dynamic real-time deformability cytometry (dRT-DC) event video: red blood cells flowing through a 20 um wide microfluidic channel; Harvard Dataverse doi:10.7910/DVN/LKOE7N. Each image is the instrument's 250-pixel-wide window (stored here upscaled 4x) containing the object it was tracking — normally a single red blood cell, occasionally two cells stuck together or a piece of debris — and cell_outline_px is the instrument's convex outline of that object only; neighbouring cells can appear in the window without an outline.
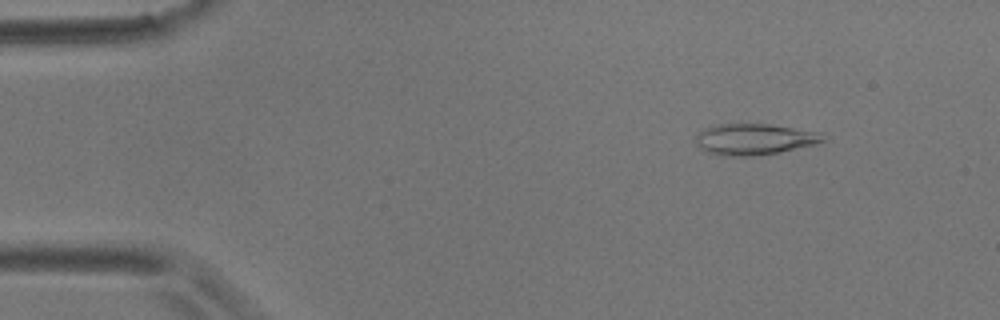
{"species": "common noctule bat (a hibernating species)", "species_latin": "Nyctalus noctula", "temperature_condition": "room temperature", "stored_images_in_passage": 8, "camera_frame_rate_fps": 3000, "um_per_image_px": 0.085, "animal": {"sex": "male", "body_mass_g": 17.9}, "frame": {"image": 1, "passage_image": 3, "time_ms": 2.0, "image_size_px": [1000, 320], "cell_outline_px": [[828, 140], [816, 144], [780, 152], [752, 156], [724, 156], [708, 152], [700, 148], [696, 144], [696, 136], [704, 128], [720, 124], [768, 124], [824, 132]], "centroid_in_image_um": [64.19, 11.83], "position_along_channel_um": 20.8, "area_um2": 23.29}}
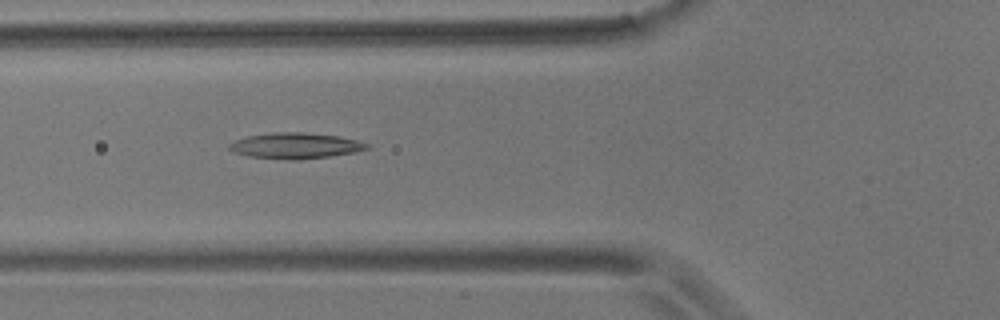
{"frame": {"image": 2, "passage_image": 7, "time_ms": 6.667, "image_size_px": [1000, 320], "cell_outline_px": [[372, 148], [356, 152], [300, 160], [288, 160], [248, 156], [236, 152], [228, 148], [228, 144], [236, 140], [248, 136], [276, 132], [304, 132], [340, 136], [372, 144]], "centroid_in_image_um": [25.18, 12.38], "position_along_channel_um": 100.6, "area_um2": 20.81}}
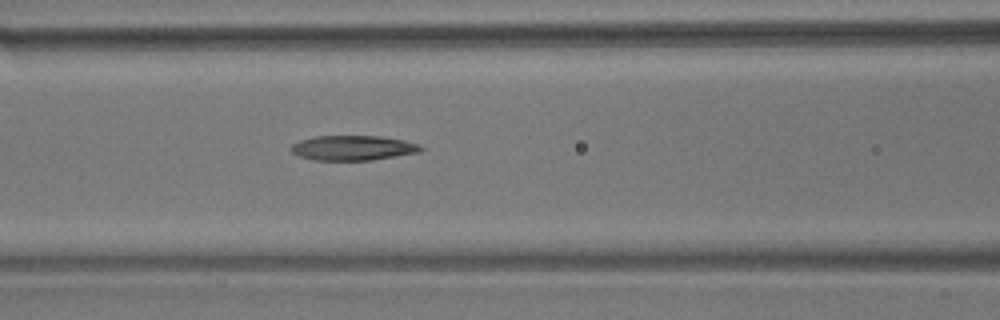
{"frame": {"image": 3, "passage_image": 8, "time_ms": 7.667, "image_size_px": [1000, 320], "cell_outline_px": [[424, 148], [420, 152], [372, 160], [312, 160], [300, 156], [292, 152], [288, 148], [292, 144], [300, 140], [316, 136], [380, 136], [404, 140], [420, 144]], "centroid_in_image_um": [30.0, 12.57], "position_along_channel_um": 136.6, "area_um2": 18.9}}